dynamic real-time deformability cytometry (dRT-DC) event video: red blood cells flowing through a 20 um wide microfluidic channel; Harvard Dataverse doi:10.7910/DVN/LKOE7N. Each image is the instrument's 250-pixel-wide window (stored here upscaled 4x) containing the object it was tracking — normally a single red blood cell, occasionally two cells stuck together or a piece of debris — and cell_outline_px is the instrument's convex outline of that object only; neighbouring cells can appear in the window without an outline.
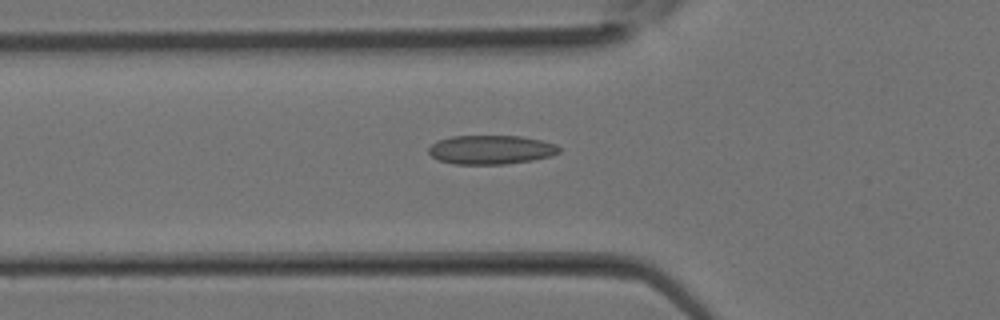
{"species": "Egyptian fruit bat (a non-hibernating species)", "species_latin": "Rousettus aegyptiacus", "temperature_condition": "room temperature", "stored_images_in_passage": 34, "camera_frame_rate_fps": 3000, "um_per_image_px": 0.085, "animal": {"sex": "female"}, "frame": {"image": 1, "passage_image": 12, "time_ms": 3.667, "image_size_px": [1000, 320], "cell_outline_px": [[560, 152], [548, 156], [532, 160], [504, 164], [452, 164], [440, 160], [432, 156], [428, 152], [428, 148], [436, 140], [452, 136], [520, 136], [540, 140], [556, 144], [560, 148]], "centroid_in_image_um": [41.7, 12.72], "position_along_channel_um": 84.1, "area_um2": 21.96}}
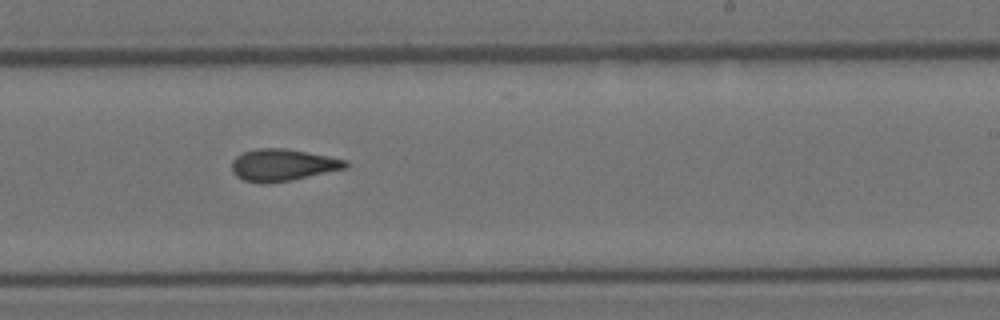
{"frame": {"image": 2, "passage_image": 21, "time_ms": 6.667, "image_size_px": [1000, 320], "cell_outline_px": [[348, 168], [292, 180], [268, 184], [260, 184], [244, 180], [236, 176], [232, 172], [232, 160], [236, 156], [244, 152], [256, 148], [288, 148], [328, 156], [344, 160], [348, 164]], "centroid_in_image_um": [24.0, 14.03], "position_along_channel_um": 265.0, "area_um2": 21.39}}
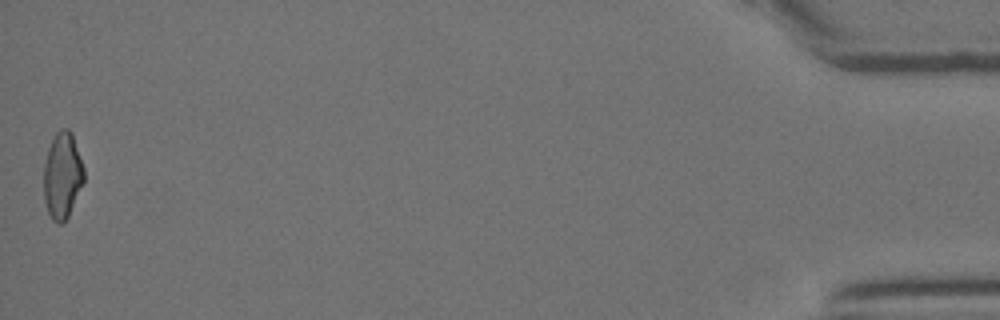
{"frame": {"image": 3, "passage_image": 34, "time_ms": 11.0, "image_size_px": [1000, 320], "cell_outline_px": [[84, 180], [68, 216], [64, 224], [56, 224], [52, 220], [48, 212], [44, 200], [44, 164], [48, 148], [56, 132], [60, 128], [68, 128], [72, 132], [84, 168]], "centroid_in_image_um": [5.29, 14.92], "position_along_channel_um": 429.9, "area_um2": 20.29}}